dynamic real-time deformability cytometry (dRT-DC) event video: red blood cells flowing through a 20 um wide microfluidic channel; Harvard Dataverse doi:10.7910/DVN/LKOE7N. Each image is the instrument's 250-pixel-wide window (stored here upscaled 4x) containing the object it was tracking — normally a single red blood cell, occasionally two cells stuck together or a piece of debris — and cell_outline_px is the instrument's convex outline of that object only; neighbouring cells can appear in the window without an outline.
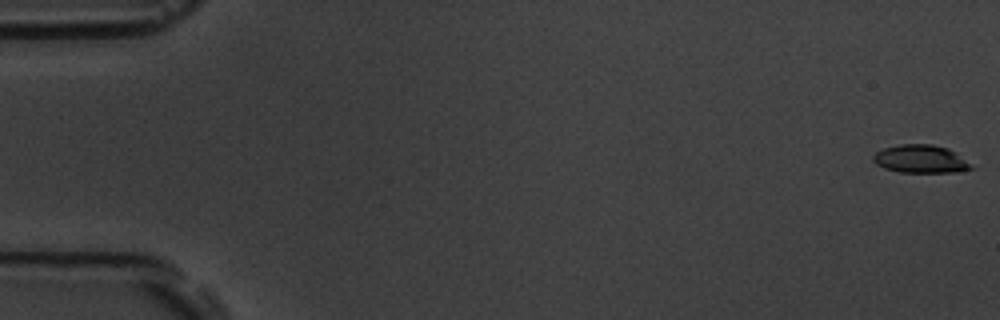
{"species": "common noctule bat (a hibernating species)", "species_latin": "Nyctalus noctula", "temperature_condition": "room temperature", "stored_images_in_passage": 55, "camera_frame_rate_fps": 3000, "um_per_image_px": 0.085, "animal": {"sex": "male", "body_mass_g": 19.5, "forearm_length_mm": 54.6}, "frame": {"image": 1, "passage_image": 1, "time_ms": 0.0, "image_size_px": [1000, 320], "cell_outline_px": [[976, 168], [956, 172], [900, 172], [884, 168], [876, 164], [872, 160], [872, 156], [876, 152], [884, 148], [900, 144], [932, 144], [948, 148], [956, 152]], "centroid_in_image_um": [78.26, 13.51], "position_along_channel_um": 6.7, "area_um2": 16.13}}
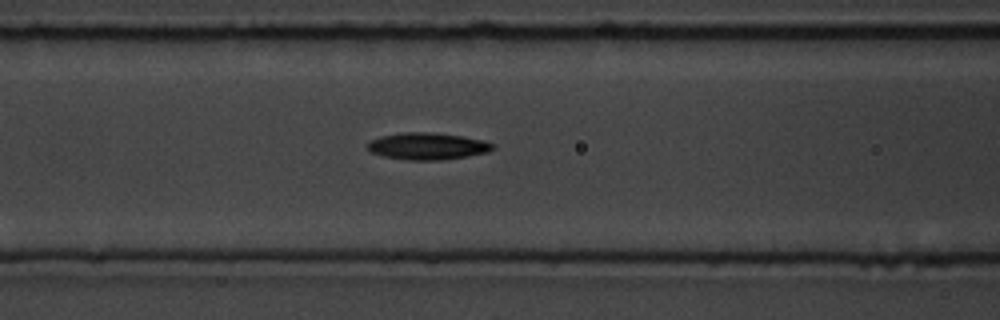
{"frame": {"image": 2, "passage_image": 23, "time_ms": 7.333, "image_size_px": [1000, 320], "cell_outline_px": [[496, 148], [488, 152], [440, 160], [408, 160], [384, 156], [372, 152], [368, 148], [368, 144], [372, 140], [380, 136], [404, 132], [428, 132], [460, 136], [484, 140], [496, 144]], "centroid_in_image_um": [36.37, 12.42], "position_along_channel_um": 130.2, "area_um2": 19.42}}
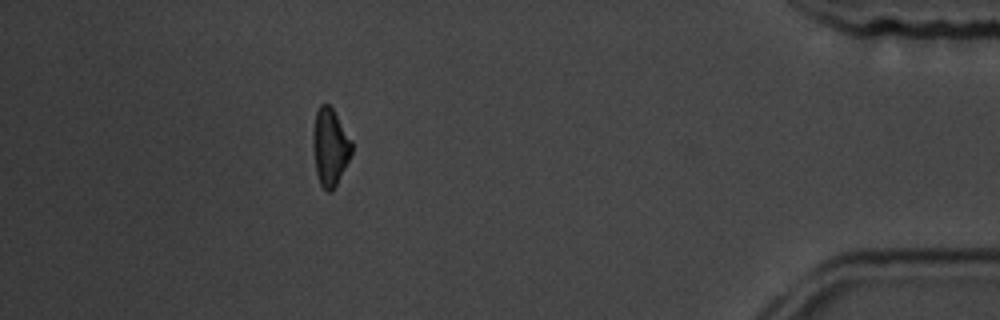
{"frame": {"image": 3, "passage_image": 49, "time_ms": 16.0, "image_size_px": [1000, 320], "cell_outline_px": [[352, 152], [336, 184], [328, 192], [320, 184], [316, 172], [312, 144], [312, 132], [316, 112], [320, 104], [328, 104], [332, 108], [352, 140]], "centroid_in_image_um": [28.03, 12.45], "position_along_channel_um": 407.2, "area_um2": 17.22}, "authors_computed_cell_mechanics": {"area_um2": 18.207, "velocity_mm_per_s": 3.8029, "shape_relaxation_time_tau1_ms": 3.8212, "shape_relaxation_time_tau2_ms": null, "deformation_change_tau1": 0.1419, "deformation_change_tau2": null}}